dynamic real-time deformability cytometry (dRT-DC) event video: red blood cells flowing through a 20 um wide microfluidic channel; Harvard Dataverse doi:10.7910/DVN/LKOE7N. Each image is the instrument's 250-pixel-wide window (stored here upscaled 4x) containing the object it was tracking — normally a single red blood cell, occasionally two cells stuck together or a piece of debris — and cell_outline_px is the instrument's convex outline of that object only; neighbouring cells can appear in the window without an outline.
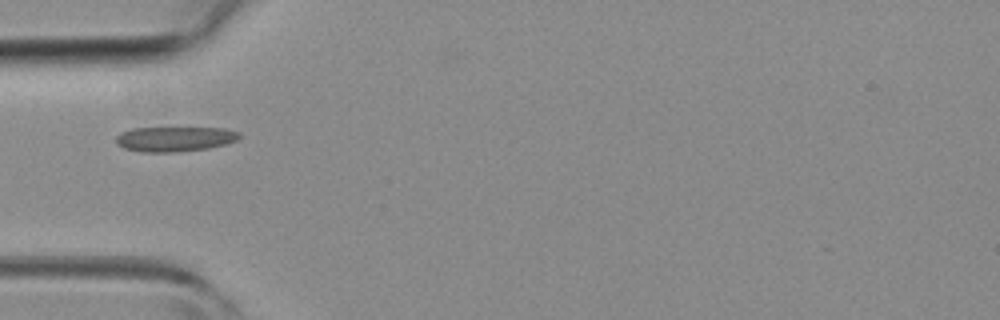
{"species": "common noctule bat (a hibernating species)", "species_latin": "Nyctalus noctula", "temperature_condition": "room temperature", "stored_images_in_passage": 7, "camera_frame_rate_fps": 3000, "um_per_image_px": 0.085, "animal": {"sex": "female", "body_mass_g": 19.3, "forearm_length_mm": 54.1}, "frame": {"image": 1, "passage_image": 6, "time_ms": 7.0, "image_size_px": [1000, 320], "cell_outline_px": [[240, 136], [236, 140], [224, 144], [208, 148], [176, 152], [140, 152], [124, 148], [116, 144], [116, 136], [120, 132], [132, 128], [224, 128], [240, 132]], "centroid_in_image_um": [14.81, 11.81], "position_along_channel_um": 70.2, "area_um2": 17.92}}
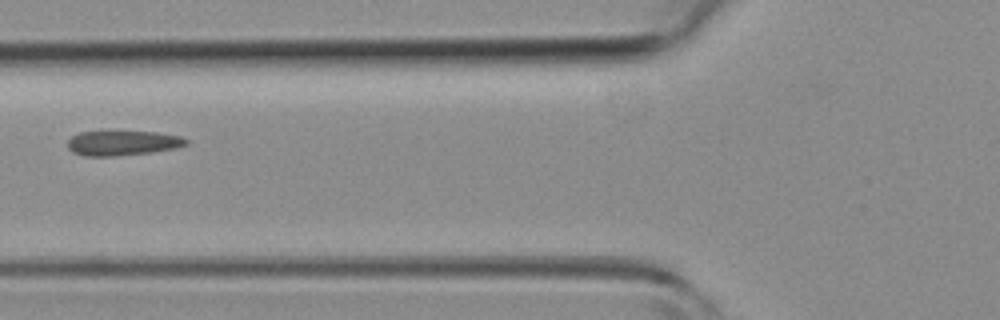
{"frame": {"image": 2, "passage_image": 7, "time_ms": 8.0, "image_size_px": [1000, 320], "cell_outline_px": [[188, 144], [176, 148], [152, 152], [116, 156], [84, 156], [72, 152], [68, 148], [68, 140], [72, 136], [80, 132], [100, 128], [156, 132], [180, 136], [188, 140]], "centroid_in_image_um": [10.37, 12.1], "position_along_channel_um": 115.4, "area_um2": 18.15}}